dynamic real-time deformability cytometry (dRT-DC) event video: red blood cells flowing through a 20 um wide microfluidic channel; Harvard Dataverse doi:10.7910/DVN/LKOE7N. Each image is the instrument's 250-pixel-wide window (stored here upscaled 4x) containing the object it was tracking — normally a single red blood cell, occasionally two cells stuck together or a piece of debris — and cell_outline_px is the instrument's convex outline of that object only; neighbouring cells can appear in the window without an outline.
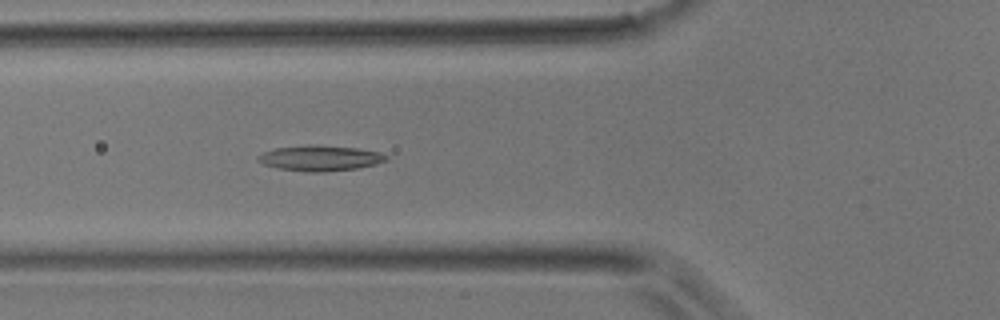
{"species": "common noctule bat (a hibernating species)", "species_latin": "Nyctalus noctula", "temperature_condition": "room temperature", "stored_images_in_passage": 37, "camera_frame_rate_fps": 3000, "um_per_image_px": 0.085, "animal": {"sex": "male", "body_mass_g": 17.9}, "frame": {"image": 1, "passage_image": 7, "time_ms": 2.0, "image_size_px": [1000, 320], "cell_outline_px": [[388, 160], [376, 164], [356, 168], [324, 172], [308, 172], [276, 168], [264, 164], [256, 160], [256, 156], [264, 152], [276, 148], [308, 144], [316, 144], [356, 148], [380, 152], [388, 156]], "centroid_in_image_um": [27.19, 13.43], "position_along_channel_um": 98.6, "area_um2": 19.19}}
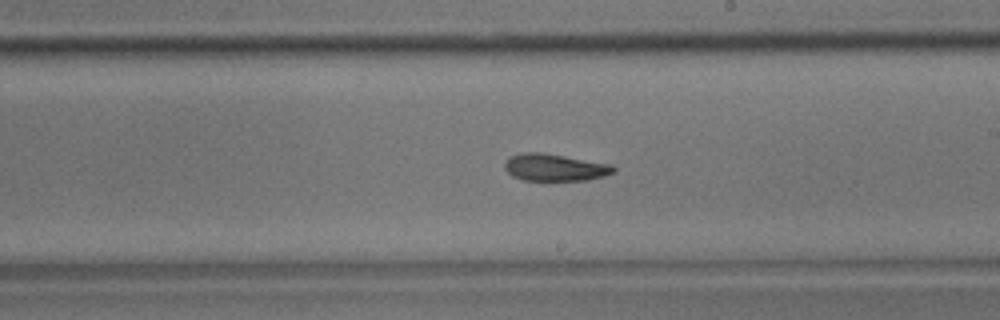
{"frame": {"image": 2, "passage_image": 17, "time_ms": 5.333, "image_size_px": [1000, 320], "cell_outline_px": [[616, 172], [604, 176], [588, 180], [524, 180], [512, 176], [504, 168], [504, 164], [508, 156], [520, 152], [540, 152], [612, 164], [616, 168]], "centroid_in_image_um": [47.15, 14.22], "position_along_channel_um": 241.8, "area_um2": 17.34}}
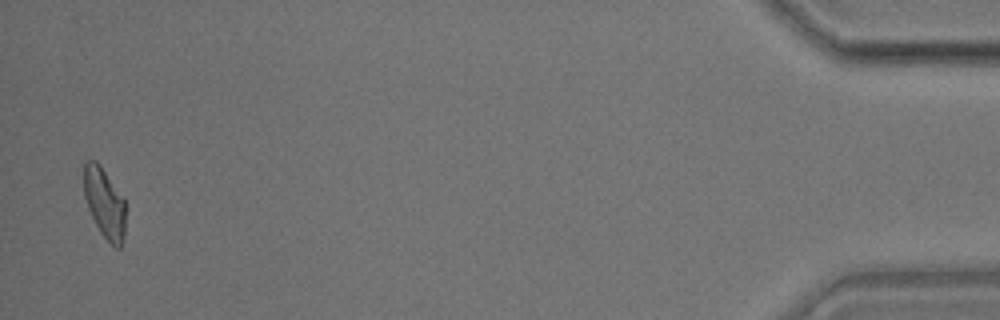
{"frame": {"image": 3, "passage_image": 36, "time_ms": 11.667, "image_size_px": [1000, 320], "cell_outline_px": [[124, 236], [120, 248], [116, 248], [100, 232], [88, 208], [84, 196], [84, 164], [88, 160], [96, 160], [100, 164], [124, 196]], "centroid_in_image_um": [8.88, 17.21], "position_along_channel_um": 426.3, "area_um2": 16.99}}